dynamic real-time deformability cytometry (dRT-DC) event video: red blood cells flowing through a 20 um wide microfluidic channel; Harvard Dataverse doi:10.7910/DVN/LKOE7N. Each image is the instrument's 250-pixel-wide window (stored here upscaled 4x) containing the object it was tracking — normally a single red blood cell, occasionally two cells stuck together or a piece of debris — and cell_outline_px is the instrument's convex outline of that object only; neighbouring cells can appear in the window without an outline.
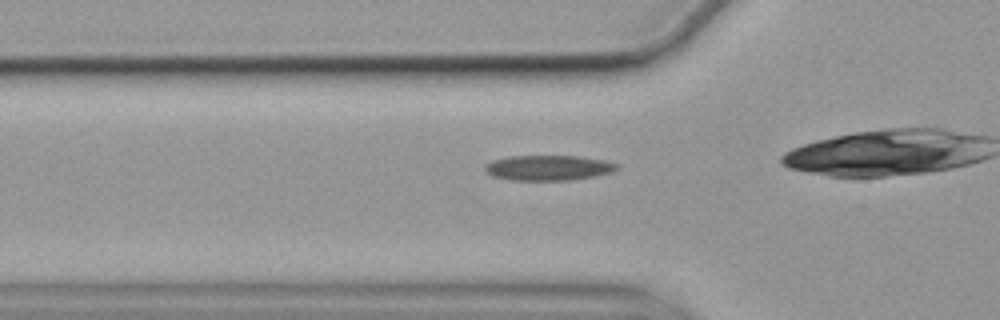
{"species": "common noctule bat (a hibernating species)", "species_latin": "Nyctalus noctula", "temperature_condition": "cold", "stored_images_in_passage": 39, "camera_frame_rate_fps": 3000, "um_per_image_px": 0.085, "animal": {"sex": "female", "body_mass_g": 19.9}, "frame": {"image": 1, "passage_image": 14, "time_ms": 4.333, "image_size_px": [1000, 320], "cell_outline_px": [[620, 168], [612, 172], [596, 176], [572, 180], [512, 180], [492, 176], [484, 172], [484, 164], [492, 160], [508, 156], [580, 156], [604, 160], [620, 164]], "centroid_in_image_um": [46.61, 14.26], "position_along_channel_um": 79.2, "area_um2": 19.71}}
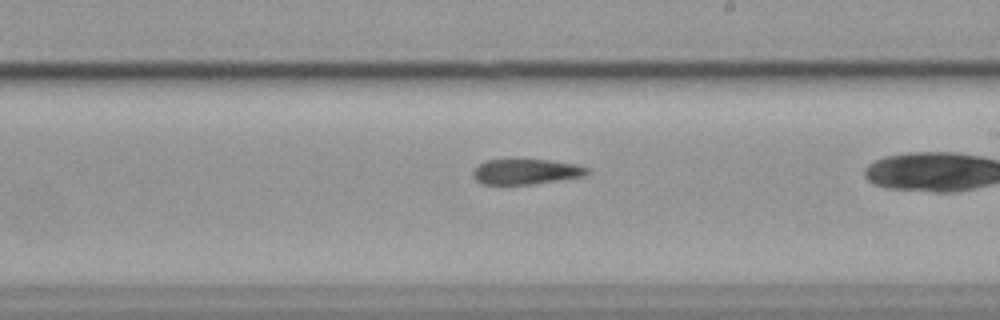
{"frame": {"image": 2, "passage_image": 28, "time_ms": 9.0, "image_size_px": [1000, 320], "cell_outline_px": [[588, 176], [532, 184], [480, 184], [472, 176], [472, 172], [484, 160], [512, 156], [516, 156], [552, 160], [576, 164], [588, 168]], "centroid_in_image_um": [44.68, 14.53], "position_along_channel_um": 244.3, "area_um2": 17.92}}
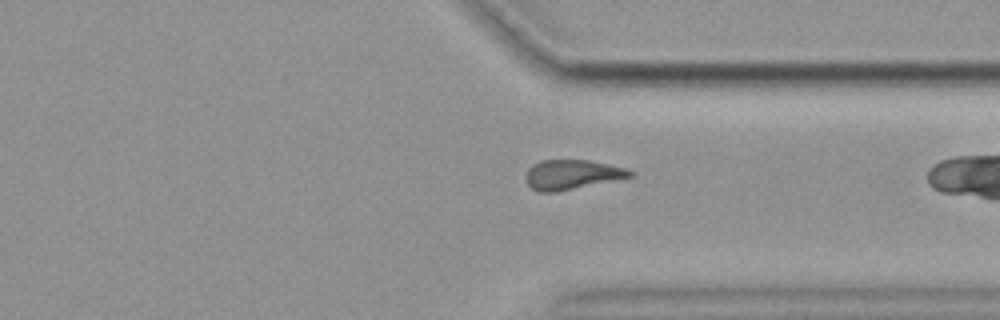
{"frame": {"image": 3, "passage_image": 38, "time_ms": 12.333, "image_size_px": [1000, 320], "cell_outline_px": [[636, 176], [556, 192], [540, 192], [532, 188], [528, 184], [528, 168], [532, 164], [540, 160], [588, 160], [628, 168], [636, 172]], "centroid_in_image_um": [48.7, 14.83], "position_along_channel_um": 362.7, "area_um2": 18.03}}